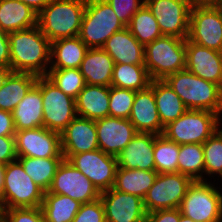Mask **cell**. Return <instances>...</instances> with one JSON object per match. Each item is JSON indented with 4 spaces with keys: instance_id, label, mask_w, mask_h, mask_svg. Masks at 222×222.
I'll return each instance as SVG.
<instances>
[{
    "instance_id": "f1b7e54d",
    "label": "cell",
    "mask_w": 222,
    "mask_h": 222,
    "mask_svg": "<svg viewBox=\"0 0 222 222\" xmlns=\"http://www.w3.org/2000/svg\"><path fill=\"white\" fill-rule=\"evenodd\" d=\"M157 175L156 171L117 168L113 188L144 199Z\"/></svg>"
},
{
    "instance_id": "52a82bcc",
    "label": "cell",
    "mask_w": 222,
    "mask_h": 222,
    "mask_svg": "<svg viewBox=\"0 0 222 222\" xmlns=\"http://www.w3.org/2000/svg\"><path fill=\"white\" fill-rule=\"evenodd\" d=\"M44 193L45 191L25 173L17 159L6 165L0 210L41 207Z\"/></svg>"
},
{
    "instance_id": "4316f807",
    "label": "cell",
    "mask_w": 222,
    "mask_h": 222,
    "mask_svg": "<svg viewBox=\"0 0 222 222\" xmlns=\"http://www.w3.org/2000/svg\"><path fill=\"white\" fill-rule=\"evenodd\" d=\"M38 25V13L20 0H0V30L15 32Z\"/></svg>"
},
{
    "instance_id": "f6af8a7d",
    "label": "cell",
    "mask_w": 222,
    "mask_h": 222,
    "mask_svg": "<svg viewBox=\"0 0 222 222\" xmlns=\"http://www.w3.org/2000/svg\"><path fill=\"white\" fill-rule=\"evenodd\" d=\"M13 115L0 109V136H15Z\"/></svg>"
},
{
    "instance_id": "cb8c5ba5",
    "label": "cell",
    "mask_w": 222,
    "mask_h": 222,
    "mask_svg": "<svg viewBox=\"0 0 222 222\" xmlns=\"http://www.w3.org/2000/svg\"><path fill=\"white\" fill-rule=\"evenodd\" d=\"M115 62L103 48H89L80 71L86 84L111 86Z\"/></svg>"
},
{
    "instance_id": "8d00e7d4",
    "label": "cell",
    "mask_w": 222,
    "mask_h": 222,
    "mask_svg": "<svg viewBox=\"0 0 222 222\" xmlns=\"http://www.w3.org/2000/svg\"><path fill=\"white\" fill-rule=\"evenodd\" d=\"M46 77L74 99L86 84L80 68L49 69Z\"/></svg>"
},
{
    "instance_id": "60d3db41",
    "label": "cell",
    "mask_w": 222,
    "mask_h": 222,
    "mask_svg": "<svg viewBox=\"0 0 222 222\" xmlns=\"http://www.w3.org/2000/svg\"><path fill=\"white\" fill-rule=\"evenodd\" d=\"M72 222H106L101 199L82 204Z\"/></svg>"
},
{
    "instance_id": "7c38bea8",
    "label": "cell",
    "mask_w": 222,
    "mask_h": 222,
    "mask_svg": "<svg viewBox=\"0 0 222 222\" xmlns=\"http://www.w3.org/2000/svg\"><path fill=\"white\" fill-rule=\"evenodd\" d=\"M67 160L87 177L100 193L114 186L118 168L116 156L97 149L73 154Z\"/></svg>"
},
{
    "instance_id": "bcb514c9",
    "label": "cell",
    "mask_w": 222,
    "mask_h": 222,
    "mask_svg": "<svg viewBox=\"0 0 222 222\" xmlns=\"http://www.w3.org/2000/svg\"><path fill=\"white\" fill-rule=\"evenodd\" d=\"M0 67H10L8 33L0 30Z\"/></svg>"
},
{
    "instance_id": "8992f818",
    "label": "cell",
    "mask_w": 222,
    "mask_h": 222,
    "mask_svg": "<svg viewBox=\"0 0 222 222\" xmlns=\"http://www.w3.org/2000/svg\"><path fill=\"white\" fill-rule=\"evenodd\" d=\"M125 27L107 0H86L78 37L88 48H102L112 34Z\"/></svg>"
},
{
    "instance_id": "ffe728a7",
    "label": "cell",
    "mask_w": 222,
    "mask_h": 222,
    "mask_svg": "<svg viewBox=\"0 0 222 222\" xmlns=\"http://www.w3.org/2000/svg\"><path fill=\"white\" fill-rule=\"evenodd\" d=\"M129 121L134 125L138 133L162 135L164 126L160 121L156 107L153 80H151L147 88L136 92Z\"/></svg>"
},
{
    "instance_id": "e575fe53",
    "label": "cell",
    "mask_w": 222,
    "mask_h": 222,
    "mask_svg": "<svg viewBox=\"0 0 222 222\" xmlns=\"http://www.w3.org/2000/svg\"><path fill=\"white\" fill-rule=\"evenodd\" d=\"M127 28L144 46L163 36L157 20L145 4L132 16Z\"/></svg>"
},
{
    "instance_id": "2e32d148",
    "label": "cell",
    "mask_w": 222,
    "mask_h": 222,
    "mask_svg": "<svg viewBox=\"0 0 222 222\" xmlns=\"http://www.w3.org/2000/svg\"><path fill=\"white\" fill-rule=\"evenodd\" d=\"M106 222H145L147 212L140 197L115 190L113 187L100 195Z\"/></svg>"
},
{
    "instance_id": "44dd1931",
    "label": "cell",
    "mask_w": 222,
    "mask_h": 222,
    "mask_svg": "<svg viewBox=\"0 0 222 222\" xmlns=\"http://www.w3.org/2000/svg\"><path fill=\"white\" fill-rule=\"evenodd\" d=\"M155 134L137 133L116 156L118 168L155 171Z\"/></svg>"
},
{
    "instance_id": "d4e9b609",
    "label": "cell",
    "mask_w": 222,
    "mask_h": 222,
    "mask_svg": "<svg viewBox=\"0 0 222 222\" xmlns=\"http://www.w3.org/2000/svg\"><path fill=\"white\" fill-rule=\"evenodd\" d=\"M79 117L97 120L109 116V87L85 84L75 99Z\"/></svg>"
},
{
    "instance_id": "d590c367",
    "label": "cell",
    "mask_w": 222,
    "mask_h": 222,
    "mask_svg": "<svg viewBox=\"0 0 222 222\" xmlns=\"http://www.w3.org/2000/svg\"><path fill=\"white\" fill-rule=\"evenodd\" d=\"M179 151V144L166 139L163 135H155L153 153L155 171L158 174L177 173Z\"/></svg>"
},
{
    "instance_id": "5b68a950",
    "label": "cell",
    "mask_w": 222,
    "mask_h": 222,
    "mask_svg": "<svg viewBox=\"0 0 222 222\" xmlns=\"http://www.w3.org/2000/svg\"><path fill=\"white\" fill-rule=\"evenodd\" d=\"M221 118L208 110L188 109L164 127L162 135L179 145L203 144L218 128Z\"/></svg>"
},
{
    "instance_id": "ba28073f",
    "label": "cell",
    "mask_w": 222,
    "mask_h": 222,
    "mask_svg": "<svg viewBox=\"0 0 222 222\" xmlns=\"http://www.w3.org/2000/svg\"><path fill=\"white\" fill-rule=\"evenodd\" d=\"M210 181H193L179 210L195 222H222V192Z\"/></svg>"
},
{
    "instance_id": "f546056e",
    "label": "cell",
    "mask_w": 222,
    "mask_h": 222,
    "mask_svg": "<svg viewBox=\"0 0 222 222\" xmlns=\"http://www.w3.org/2000/svg\"><path fill=\"white\" fill-rule=\"evenodd\" d=\"M37 78L31 73L12 72L0 88V109L12 113Z\"/></svg>"
},
{
    "instance_id": "ab89813d",
    "label": "cell",
    "mask_w": 222,
    "mask_h": 222,
    "mask_svg": "<svg viewBox=\"0 0 222 222\" xmlns=\"http://www.w3.org/2000/svg\"><path fill=\"white\" fill-rule=\"evenodd\" d=\"M4 222H45L41 207L0 210Z\"/></svg>"
},
{
    "instance_id": "681fc988",
    "label": "cell",
    "mask_w": 222,
    "mask_h": 222,
    "mask_svg": "<svg viewBox=\"0 0 222 222\" xmlns=\"http://www.w3.org/2000/svg\"><path fill=\"white\" fill-rule=\"evenodd\" d=\"M192 5H221L222 0H189Z\"/></svg>"
},
{
    "instance_id": "1f68e13d",
    "label": "cell",
    "mask_w": 222,
    "mask_h": 222,
    "mask_svg": "<svg viewBox=\"0 0 222 222\" xmlns=\"http://www.w3.org/2000/svg\"><path fill=\"white\" fill-rule=\"evenodd\" d=\"M64 157H17L25 173L45 192L49 190L56 170Z\"/></svg>"
},
{
    "instance_id": "836d02e7",
    "label": "cell",
    "mask_w": 222,
    "mask_h": 222,
    "mask_svg": "<svg viewBox=\"0 0 222 222\" xmlns=\"http://www.w3.org/2000/svg\"><path fill=\"white\" fill-rule=\"evenodd\" d=\"M203 144L180 145L178 156V172L193 181H206ZM204 173V174H203Z\"/></svg>"
},
{
    "instance_id": "277c9868",
    "label": "cell",
    "mask_w": 222,
    "mask_h": 222,
    "mask_svg": "<svg viewBox=\"0 0 222 222\" xmlns=\"http://www.w3.org/2000/svg\"><path fill=\"white\" fill-rule=\"evenodd\" d=\"M145 67L151 80H164L186 68V39L162 36L144 46Z\"/></svg>"
},
{
    "instance_id": "c3c4849f",
    "label": "cell",
    "mask_w": 222,
    "mask_h": 222,
    "mask_svg": "<svg viewBox=\"0 0 222 222\" xmlns=\"http://www.w3.org/2000/svg\"><path fill=\"white\" fill-rule=\"evenodd\" d=\"M12 69L10 67H0V88L5 83L8 76L12 73Z\"/></svg>"
},
{
    "instance_id": "d6986e66",
    "label": "cell",
    "mask_w": 222,
    "mask_h": 222,
    "mask_svg": "<svg viewBox=\"0 0 222 222\" xmlns=\"http://www.w3.org/2000/svg\"><path fill=\"white\" fill-rule=\"evenodd\" d=\"M185 69L222 87V52L199 46L186 39Z\"/></svg>"
},
{
    "instance_id": "74e56055",
    "label": "cell",
    "mask_w": 222,
    "mask_h": 222,
    "mask_svg": "<svg viewBox=\"0 0 222 222\" xmlns=\"http://www.w3.org/2000/svg\"><path fill=\"white\" fill-rule=\"evenodd\" d=\"M203 153L205 175L213 177V175L219 174L222 178V129L218 128L203 143Z\"/></svg>"
},
{
    "instance_id": "7dc6e473",
    "label": "cell",
    "mask_w": 222,
    "mask_h": 222,
    "mask_svg": "<svg viewBox=\"0 0 222 222\" xmlns=\"http://www.w3.org/2000/svg\"><path fill=\"white\" fill-rule=\"evenodd\" d=\"M37 13L41 12L52 0H20Z\"/></svg>"
},
{
    "instance_id": "ac0fdd59",
    "label": "cell",
    "mask_w": 222,
    "mask_h": 222,
    "mask_svg": "<svg viewBox=\"0 0 222 222\" xmlns=\"http://www.w3.org/2000/svg\"><path fill=\"white\" fill-rule=\"evenodd\" d=\"M64 159L73 154L99 149L95 120L76 116L61 133Z\"/></svg>"
},
{
    "instance_id": "484cf974",
    "label": "cell",
    "mask_w": 222,
    "mask_h": 222,
    "mask_svg": "<svg viewBox=\"0 0 222 222\" xmlns=\"http://www.w3.org/2000/svg\"><path fill=\"white\" fill-rule=\"evenodd\" d=\"M88 49L78 36L51 42L49 69L80 68Z\"/></svg>"
},
{
    "instance_id": "6da1fadb",
    "label": "cell",
    "mask_w": 222,
    "mask_h": 222,
    "mask_svg": "<svg viewBox=\"0 0 222 222\" xmlns=\"http://www.w3.org/2000/svg\"><path fill=\"white\" fill-rule=\"evenodd\" d=\"M8 39L10 68L13 72L31 73L37 76L47 75L48 66H50L51 42L41 32L38 25L10 32Z\"/></svg>"
},
{
    "instance_id": "603a6c76",
    "label": "cell",
    "mask_w": 222,
    "mask_h": 222,
    "mask_svg": "<svg viewBox=\"0 0 222 222\" xmlns=\"http://www.w3.org/2000/svg\"><path fill=\"white\" fill-rule=\"evenodd\" d=\"M12 115L16 131L44 126L40 76H38L36 83L30 88L25 97L14 108Z\"/></svg>"
},
{
    "instance_id": "e0dca14e",
    "label": "cell",
    "mask_w": 222,
    "mask_h": 222,
    "mask_svg": "<svg viewBox=\"0 0 222 222\" xmlns=\"http://www.w3.org/2000/svg\"><path fill=\"white\" fill-rule=\"evenodd\" d=\"M98 147L104 153L117 156L138 133L129 119L105 117L95 120Z\"/></svg>"
},
{
    "instance_id": "4fadbf2b",
    "label": "cell",
    "mask_w": 222,
    "mask_h": 222,
    "mask_svg": "<svg viewBox=\"0 0 222 222\" xmlns=\"http://www.w3.org/2000/svg\"><path fill=\"white\" fill-rule=\"evenodd\" d=\"M158 22L163 36L187 39L189 34L190 12L189 0H144Z\"/></svg>"
},
{
    "instance_id": "816d5d0a",
    "label": "cell",
    "mask_w": 222,
    "mask_h": 222,
    "mask_svg": "<svg viewBox=\"0 0 222 222\" xmlns=\"http://www.w3.org/2000/svg\"><path fill=\"white\" fill-rule=\"evenodd\" d=\"M180 222H195V221H193L190 218H188V217H186V216L181 214Z\"/></svg>"
},
{
    "instance_id": "7a4b0ae2",
    "label": "cell",
    "mask_w": 222,
    "mask_h": 222,
    "mask_svg": "<svg viewBox=\"0 0 222 222\" xmlns=\"http://www.w3.org/2000/svg\"><path fill=\"white\" fill-rule=\"evenodd\" d=\"M164 81L181 98L187 109L222 114V87L185 70L168 75Z\"/></svg>"
},
{
    "instance_id": "f35d334b",
    "label": "cell",
    "mask_w": 222,
    "mask_h": 222,
    "mask_svg": "<svg viewBox=\"0 0 222 222\" xmlns=\"http://www.w3.org/2000/svg\"><path fill=\"white\" fill-rule=\"evenodd\" d=\"M136 91L109 87V116L129 119Z\"/></svg>"
},
{
    "instance_id": "ee69618b",
    "label": "cell",
    "mask_w": 222,
    "mask_h": 222,
    "mask_svg": "<svg viewBox=\"0 0 222 222\" xmlns=\"http://www.w3.org/2000/svg\"><path fill=\"white\" fill-rule=\"evenodd\" d=\"M181 212L179 208L157 210L147 213L145 222H180Z\"/></svg>"
},
{
    "instance_id": "f907efd6",
    "label": "cell",
    "mask_w": 222,
    "mask_h": 222,
    "mask_svg": "<svg viewBox=\"0 0 222 222\" xmlns=\"http://www.w3.org/2000/svg\"><path fill=\"white\" fill-rule=\"evenodd\" d=\"M5 168L6 165L0 163V201L3 195Z\"/></svg>"
},
{
    "instance_id": "b9f144b4",
    "label": "cell",
    "mask_w": 222,
    "mask_h": 222,
    "mask_svg": "<svg viewBox=\"0 0 222 222\" xmlns=\"http://www.w3.org/2000/svg\"><path fill=\"white\" fill-rule=\"evenodd\" d=\"M118 19L127 27L132 16L145 4L144 0H107Z\"/></svg>"
},
{
    "instance_id": "8fae6325",
    "label": "cell",
    "mask_w": 222,
    "mask_h": 222,
    "mask_svg": "<svg viewBox=\"0 0 222 222\" xmlns=\"http://www.w3.org/2000/svg\"><path fill=\"white\" fill-rule=\"evenodd\" d=\"M192 183L191 178L179 172L158 174L143 199L146 212L179 208Z\"/></svg>"
},
{
    "instance_id": "7402d4cb",
    "label": "cell",
    "mask_w": 222,
    "mask_h": 222,
    "mask_svg": "<svg viewBox=\"0 0 222 222\" xmlns=\"http://www.w3.org/2000/svg\"><path fill=\"white\" fill-rule=\"evenodd\" d=\"M115 63L144 65V45L125 27L112 34L102 47Z\"/></svg>"
},
{
    "instance_id": "9c48e42d",
    "label": "cell",
    "mask_w": 222,
    "mask_h": 222,
    "mask_svg": "<svg viewBox=\"0 0 222 222\" xmlns=\"http://www.w3.org/2000/svg\"><path fill=\"white\" fill-rule=\"evenodd\" d=\"M187 39L222 52V6L192 5Z\"/></svg>"
},
{
    "instance_id": "3957f363",
    "label": "cell",
    "mask_w": 222,
    "mask_h": 222,
    "mask_svg": "<svg viewBox=\"0 0 222 222\" xmlns=\"http://www.w3.org/2000/svg\"><path fill=\"white\" fill-rule=\"evenodd\" d=\"M86 0H52L38 13L41 32L53 42L79 34Z\"/></svg>"
},
{
    "instance_id": "f5cc1de1",
    "label": "cell",
    "mask_w": 222,
    "mask_h": 222,
    "mask_svg": "<svg viewBox=\"0 0 222 222\" xmlns=\"http://www.w3.org/2000/svg\"><path fill=\"white\" fill-rule=\"evenodd\" d=\"M0 222H4V221H3V219H2V216H1V214H0Z\"/></svg>"
},
{
    "instance_id": "9a60e30c",
    "label": "cell",
    "mask_w": 222,
    "mask_h": 222,
    "mask_svg": "<svg viewBox=\"0 0 222 222\" xmlns=\"http://www.w3.org/2000/svg\"><path fill=\"white\" fill-rule=\"evenodd\" d=\"M17 157H63L61 134L39 127L15 132Z\"/></svg>"
},
{
    "instance_id": "4dcf8cb0",
    "label": "cell",
    "mask_w": 222,
    "mask_h": 222,
    "mask_svg": "<svg viewBox=\"0 0 222 222\" xmlns=\"http://www.w3.org/2000/svg\"><path fill=\"white\" fill-rule=\"evenodd\" d=\"M82 203L69 196L46 191L41 204L45 222H72Z\"/></svg>"
},
{
    "instance_id": "5bb4252c",
    "label": "cell",
    "mask_w": 222,
    "mask_h": 222,
    "mask_svg": "<svg viewBox=\"0 0 222 222\" xmlns=\"http://www.w3.org/2000/svg\"><path fill=\"white\" fill-rule=\"evenodd\" d=\"M48 192L69 196L82 204L95 201L101 195L93 183L66 159L59 164Z\"/></svg>"
},
{
    "instance_id": "83f0119b",
    "label": "cell",
    "mask_w": 222,
    "mask_h": 222,
    "mask_svg": "<svg viewBox=\"0 0 222 222\" xmlns=\"http://www.w3.org/2000/svg\"><path fill=\"white\" fill-rule=\"evenodd\" d=\"M153 91L159 118L164 127L188 110L181 98L164 80H153Z\"/></svg>"
},
{
    "instance_id": "7bdbcfd3",
    "label": "cell",
    "mask_w": 222,
    "mask_h": 222,
    "mask_svg": "<svg viewBox=\"0 0 222 222\" xmlns=\"http://www.w3.org/2000/svg\"><path fill=\"white\" fill-rule=\"evenodd\" d=\"M16 159L15 136H0V163L7 165Z\"/></svg>"
},
{
    "instance_id": "d6a6232c",
    "label": "cell",
    "mask_w": 222,
    "mask_h": 222,
    "mask_svg": "<svg viewBox=\"0 0 222 222\" xmlns=\"http://www.w3.org/2000/svg\"><path fill=\"white\" fill-rule=\"evenodd\" d=\"M150 83L145 65L115 63L111 86L137 92L147 88Z\"/></svg>"
},
{
    "instance_id": "30bf717a",
    "label": "cell",
    "mask_w": 222,
    "mask_h": 222,
    "mask_svg": "<svg viewBox=\"0 0 222 222\" xmlns=\"http://www.w3.org/2000/svg\"><path fill=\"white\" fill-rule=\"evenodd\" d=\"M44 127L61 134L77 116L75 99L65 94L46 76H40Z\"/></svg>"
}]
</instances>
